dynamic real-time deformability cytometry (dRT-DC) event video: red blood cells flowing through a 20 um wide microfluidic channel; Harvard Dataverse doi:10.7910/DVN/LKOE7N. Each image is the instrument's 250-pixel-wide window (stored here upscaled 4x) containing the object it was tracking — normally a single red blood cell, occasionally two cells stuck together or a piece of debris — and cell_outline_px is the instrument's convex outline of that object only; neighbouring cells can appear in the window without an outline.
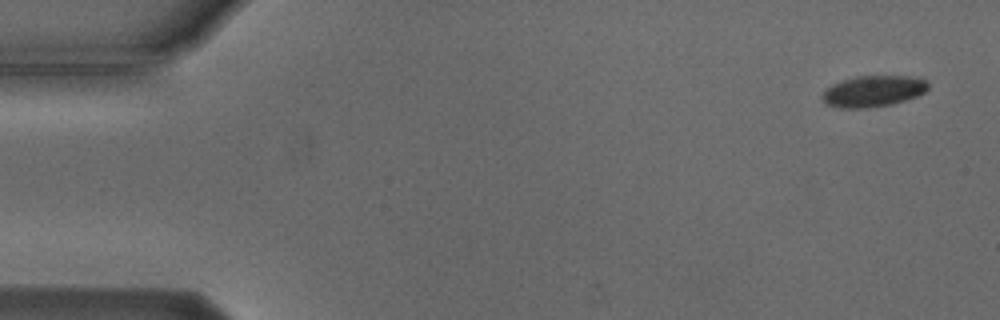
{"species": "Egyptian fruit bat (a non-hibernating species)", "species_latin": "Rousettus aegyptiacus", "temperature_condition": "cold", "stored_images_in_passage": 4, "camera_frame_rate_fps": 3000, "um_per_image_px": 0.085, "animal": {"sex": "male"}, "frame": {"image": 1, "passage_image": 1, "time_ms": 0.0, "image_size_px": [1000, 320], "cell_outline_px": [[928, 88], [924, 92], [916, 96], [892, 104], [868, 108], [840, 108], [828, 104], [820, 96], [832, 84], [856, 76], [908, 76], [924, 80], [928, 84]], "centroid_in_image_um": [74.21, 7.75], "position_along_channel_um": 10.8, "area_um2": 18.96}}
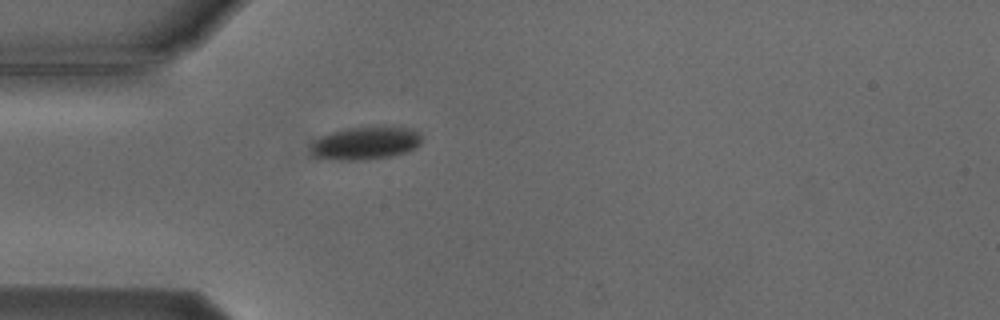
{"frame": {"image": 2, "passage_image": 4, "time_ms": 4.333, "image_size_px": [1000, 320], "cell_outline_px": [[420, 144], [416, 148], [392, 156], [356, 160], [340, 160], [312, 156], [312, 144], [320, 136], [328, 132], [344, 128], [384, 124], [412, 128], [420, 136]], "centroid_in_image_um": [31.08, 12.11], "position_along_channel_um": 53.9, "area_um2": 21.73}}